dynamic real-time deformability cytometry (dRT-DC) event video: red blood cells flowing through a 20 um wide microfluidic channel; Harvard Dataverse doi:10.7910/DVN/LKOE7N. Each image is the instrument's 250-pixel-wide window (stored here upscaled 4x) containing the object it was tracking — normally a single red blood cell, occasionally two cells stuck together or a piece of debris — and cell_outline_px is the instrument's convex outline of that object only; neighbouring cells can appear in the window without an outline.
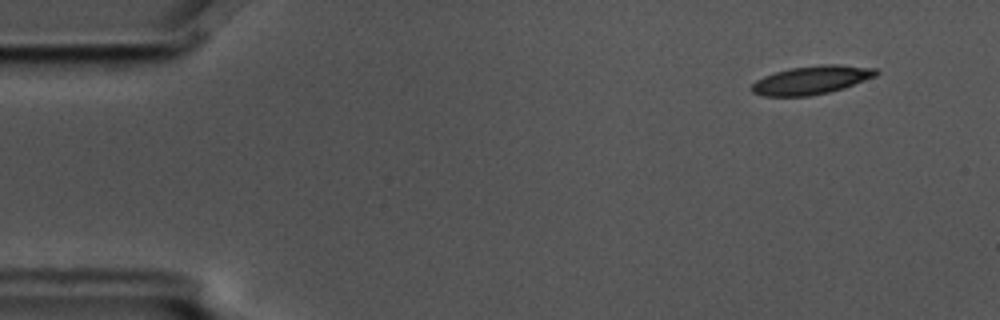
{"species": "common noctule bat (a hibernating species)", "species_latin": "Nyctalus noctula", "temperature_condition": "cold", "stored_images_in_passage": 56, "camera_frame_rate_fps": 3000, "um_per_image_px": 0.085, "animal": {"sex": "male", "body_mass_g": 17.5, "forearm_length_mm": 52.3}, "frame": {"image": 1, "passage_image": 5, "time_ms": 1.333, "image_size_px": [1000, 320], "cell_outline_px": [[880, 72], [876, 76], [844, 88], [828, 92], [808, 96], [764, 96], [752, 92], [752, 84], [756, 80], [764, 76], [776, 72], [792, 68], [820, 64], [840, 64], [876, 68]], "centroid_in_image_um": [69.01, 6.79], "position_along_channel_um": 16.0, "area_um2": 20.58}}
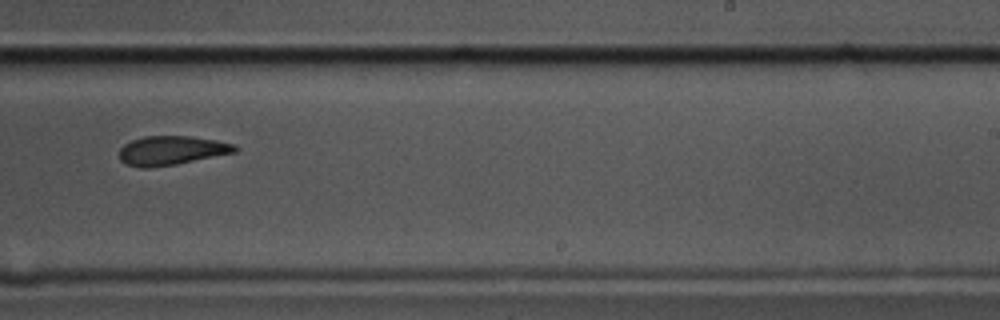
{"frame": {"image": 2, "passage_image": 35, "time_ms": 11.333, "image_size_px": [1000, 320], "cell_outline_px": [[236, 152], [176, 164], [148, 168], [140, 168], [128, 164], [120, 160], [120, 148], [124, 144], [132, 140], [144, 136], [192, 136], [216, 140], [236, 144]], "centroid_in_image_um": [14.57, 12.78], "position_along_channel_um": 274.4, "area_um2": 19.54}}
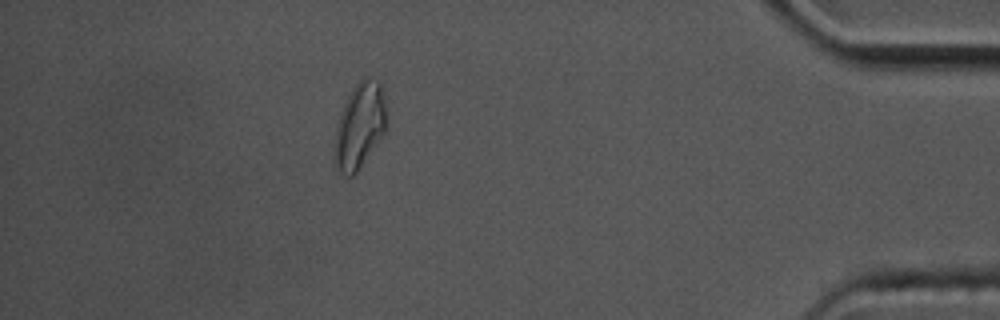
{"frame": {"image": 3, "passage_image": 50, "time_ms": 16.333, "image_size_px": [1000, 320], "cell_outline_px": [[388, 128], [356, 172], [352, 176], [348, 176], [340, 172], [336, 168], [332, 160], [332, 148], [336, 128], [340, 112], [352, 88], [364, 76], [368, 76], [380, 80], [388, 112]], "centroid_in_image_um": [30.58, 10.67], "position_along_channel_um": 404.6, "area_um2": 26.76}, "authors_computed_cell_mechanics": {"area_um2": 20.8658, "velocity_mm_per_s": 3.5627, "shape_relaxation_time_tau1_ms": 7.0346, "shape_relaxation_time_tau2_ms": 5.8234, "deformation_change_tau1": 0.1743, "deformation_change_tau2": 0.1348}}